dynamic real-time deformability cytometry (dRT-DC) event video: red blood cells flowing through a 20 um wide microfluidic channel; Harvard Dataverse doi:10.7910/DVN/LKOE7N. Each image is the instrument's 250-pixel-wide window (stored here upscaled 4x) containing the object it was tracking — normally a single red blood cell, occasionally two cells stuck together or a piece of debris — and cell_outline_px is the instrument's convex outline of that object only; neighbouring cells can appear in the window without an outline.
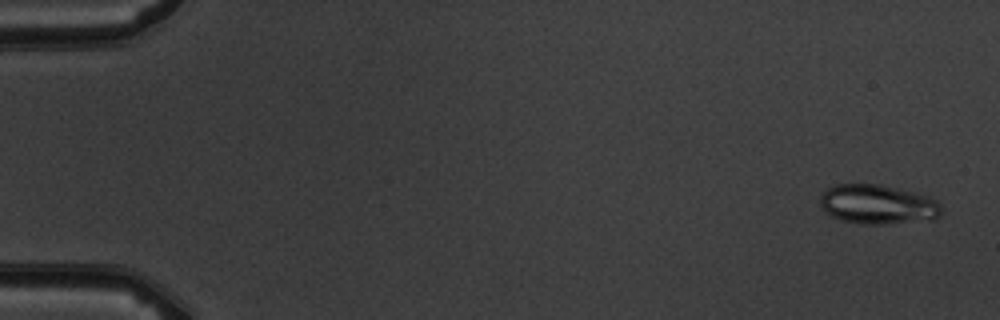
{"species": "common noctule bat (a hibernating species)", "species_latin": "Nyctalus noctula", "temperature_condition": "warm", "stored_images_in_passage": 5, "camera_frame_rate_fps": 3000, "um_per_image_px": 0.085, "animal": {"sex": "male", "body_mass_g": 19.5, "forearm_length_mm": 54.6}, "frame": {"image": 1, "passage_image": 1, "time_ms": 0.0, "image_size_px": [1000, 320], "cell_outline_px": [[940, 216], [936, 220], [888, 224], [864, 224], [840, 220], [832, 216], [820, 204], [820, 196], [828, 188], [836, 184], [880, 184], [928, 196], [936, 200], [940, 204]], "centroid_in_image_um": [74.64, 17.39], "position_along_channel_um": 10.4, "area_um2": 27.92}}